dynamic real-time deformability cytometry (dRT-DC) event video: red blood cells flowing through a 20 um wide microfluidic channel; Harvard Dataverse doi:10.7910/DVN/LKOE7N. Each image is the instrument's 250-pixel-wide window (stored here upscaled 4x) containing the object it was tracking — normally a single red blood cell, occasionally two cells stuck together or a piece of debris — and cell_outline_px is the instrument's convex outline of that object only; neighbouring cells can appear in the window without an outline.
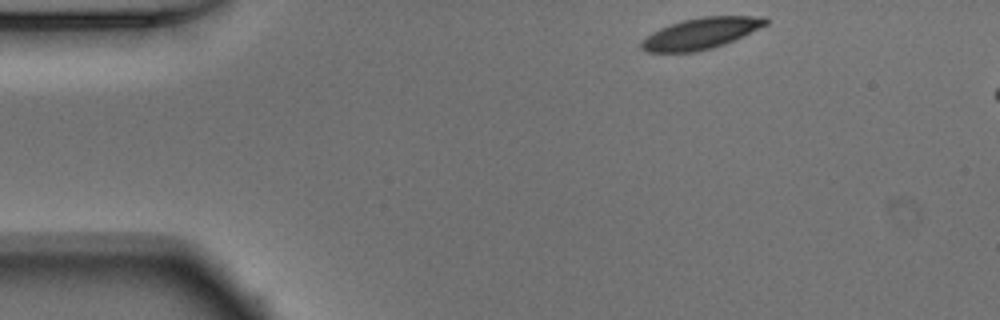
{"species": "Egyptian fruit bat (a non-hibernating species)", "species_latin": "Rousettus aegyptiacus", "temperature_condition": "warm", "stored_images_in_passage": 7, "camera_frame_rate_fps": 3000, "um_per_image_px": 0.085, "animal": {"sex": "male"}, "frame": {"image": 1, "passage_image": 1, "time_ms": 0.0, "image_size_px": [1000, 320], "cell_outline_px": [[768, 24], [724, 44], [712, 48], [696, 52], [648, 52], [640, 48], [640, 40], [652, 32], [660, 28], [684, 20], [704, 16], [764, 16], [768, 20]], "centroid_in_image_um": [59.55, 2.84], "position_along_channel_um": 25.5, "area_um2": 22.43}}